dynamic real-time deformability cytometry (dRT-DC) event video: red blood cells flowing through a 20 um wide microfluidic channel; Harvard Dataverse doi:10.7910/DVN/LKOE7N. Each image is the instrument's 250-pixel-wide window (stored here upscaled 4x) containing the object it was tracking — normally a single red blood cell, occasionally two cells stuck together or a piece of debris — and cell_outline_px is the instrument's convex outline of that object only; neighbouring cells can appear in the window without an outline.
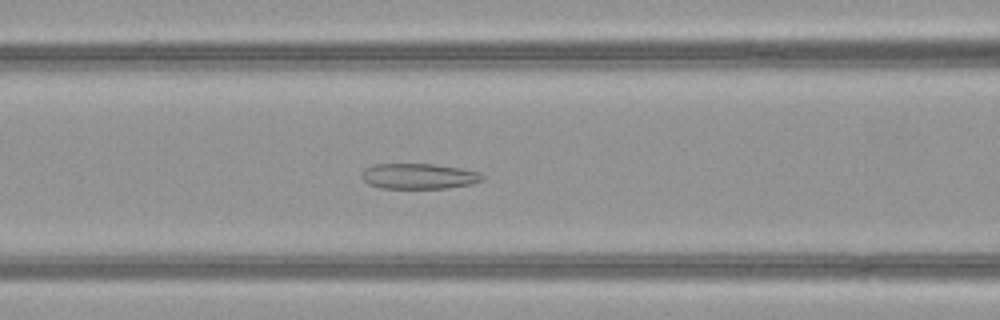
{"species": "common noctule bat (a hibernating species)", "species_latin": "Nyctalus noctula", "temperature_condition": "warm", "stored_images_in_passage": 36, "camera_frame_rate_fps": 3000, "um_per_image_px": 0.085, "animal": {"sex": "female", "body_mass_g": 21.9}, "frame": {"image": 1, "passage_image": 21, "time_ms": 6.667, "image_size_px": [1000, 320], "cell_outline_px": [[484, 180], [472, 184], [448, 188], [380, 188], [368, 184], [360, 176], [364, 168], [376, 164], [432, 164], [460, 168], [480, 172], [484, 176]], "centroid_in_image_um": [35.6, 14.98], "position_along_channel_um": 131.0, "area_um2": 18.03}}
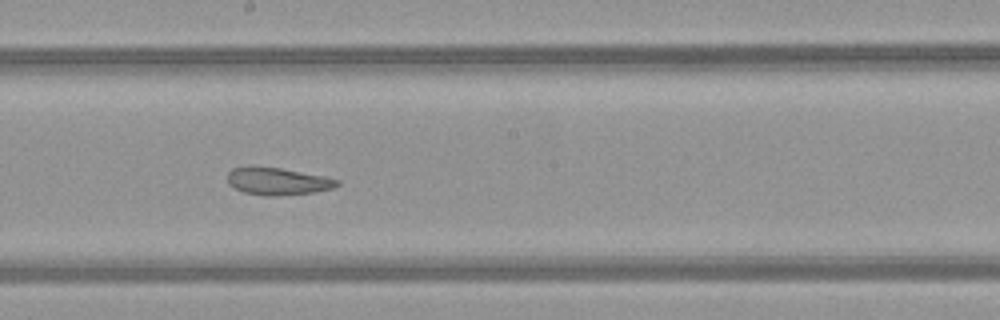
{"frame": {"image": 2, "passage_image": 28, "time_ms": 9.0, "image_size_px": [1000, 320], "cell_outline_px": [[340, 184], [332, 188], [312, 192], [276, 196], [264, 196], [244, 192], [228, 184], [228, 172], [232, 168], [244, 164], [252, 164], [280, 168], [324, 176], [340, 180]], "centroid_in_image_um": [23.53, 15.37], "position_along_channel_um": 224.7, "area_um2": 17.8}}
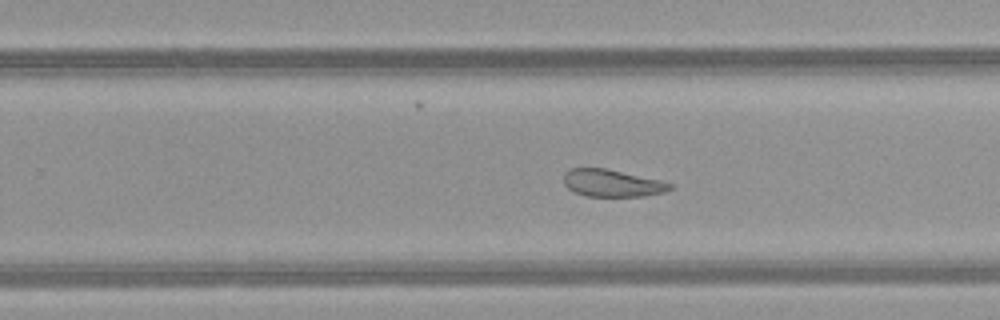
{"frame": {"image": 3, "passage_image": 32, "time_ms": 10.333, "image_size_px": [1000, 320], "cell_outline_px": [[672, 188], [664, 192], [644, 196], [584, 196], [568, 188], [564, 184], [564, 172], [568, 168], [608, 168], [660, 180], [672, 184]], "centroid_in_image_um": [52.01, 15.55], "position_along_channel_um": 277.8, "area_um2": 16.94}}